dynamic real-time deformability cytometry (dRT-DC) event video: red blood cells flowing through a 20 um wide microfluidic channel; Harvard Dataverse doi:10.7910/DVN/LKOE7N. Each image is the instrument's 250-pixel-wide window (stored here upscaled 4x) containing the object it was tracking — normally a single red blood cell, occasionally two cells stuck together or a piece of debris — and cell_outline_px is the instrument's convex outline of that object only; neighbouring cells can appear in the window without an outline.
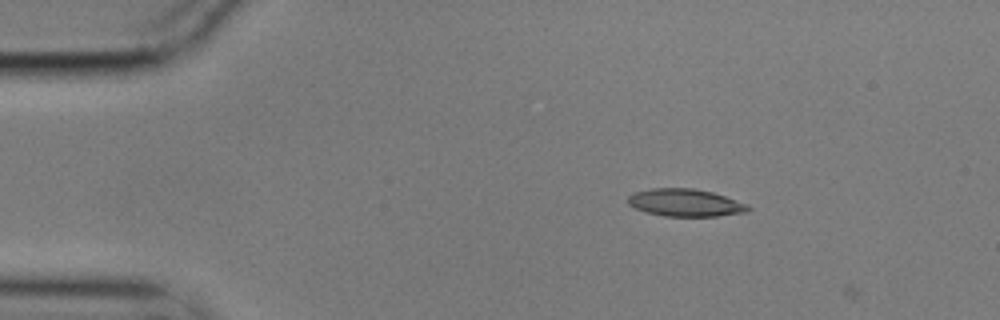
{"species": "common noctule bat (a hibernating species)", "species_latin": "Nyctalus noctula", "temperature_condition": "cold", "stored_images_in_passage": 5, "camera_frame_rate_fps": 3000, "um_per_image_px": 0.085, "animal": {"sex": "male", "body_mass_g": 17.9}, "frame": {"image": 1, "passage_image": 3, "time_ms": 0.667, "image_size_px": [1000, 320], "cell_outline_px": [[752, 208], [748, 212], [716, 216], [664, 216], [644, 212], [628, 204], [628, 196], [632, 192], [652, 188], [692, 188], [712, 192], [748, 204]], "centroid_in_image_um": [58.24, 17.23], "position_along_channel_um": 26.8, "area_um2": 19.36}}